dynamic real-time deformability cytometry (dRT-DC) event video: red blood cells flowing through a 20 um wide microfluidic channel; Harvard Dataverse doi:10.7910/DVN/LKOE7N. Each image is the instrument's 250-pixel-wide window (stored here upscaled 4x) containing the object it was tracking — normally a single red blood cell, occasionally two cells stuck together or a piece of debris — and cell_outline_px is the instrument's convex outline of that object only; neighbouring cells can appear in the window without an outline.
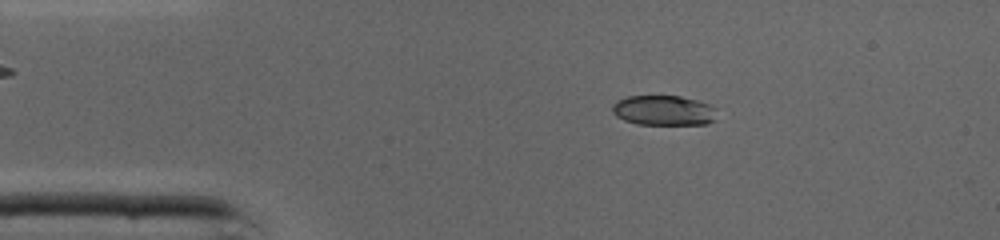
{"species": "common noctule bat (a hibernating species)", "species_latin": "Nyctalus noctula", "temperature_condition": "cold", "stored_images_in_passage": 46, "camera_frame_rate_fps": 3000, "um_per_image_px": 0.085, "animal": {"sex": "male", "body_mass_g": 19.0, "forearm_length_mm": 50.8}, "frame": {"image": 1, "passage_image": 8, "time_ms": 2.333, "image_size_px": [1000, 240], "cell_outline_px": [[716, 120], [708, 124], [636, 124], [624, 120], [616, 116], [612, 112], [612, 104], [616, 100], [628, 96], [680, 96], [696, 100], [708, 104], [716, 108]], "centroid_in_image_um": [56.41, 9.39], "position_along_channel_um": 28.6, "area_um2": 18.44}}
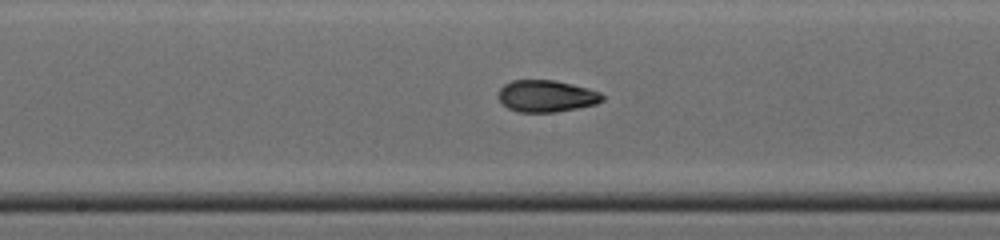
{"frame": {"image": 2, "passage_image": 23, "time_ms": 7.333, "image_size_px": [1000, 240], "cell_outline_px": [[604, 100], [596, 104], [556, 112], [516, 112], [508, 108], [500, 100], [500, 88], [504, 84], [512, 80], [556, 80], [588, 88], [600, 92], [604, 96]], "centroid_in_image_um": [46.47, 8.16], "position_along_channel_um": 201.7, "area_um2": 19.25}}
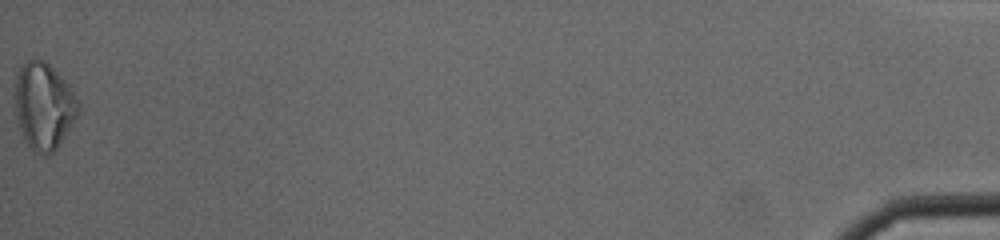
{"frame": {"image": 3, "passage_image": 46, "time_ms": 15.0, "image_size_px": [1000, 240], "cell_outline_px": [[80, 116], [56, 148], [52, 152], [44, 156], [36, 152], [28, 144], [20, 132], [16, 112], [16, 68], [32, 56], [36, 56], [44, 60], [72, 88], [80, 104]], "centroid_in_image_um": [3.75, 8.97], "position_along_channel_um": 431.5, "area_um2": 32.43}, "authors_computed_cell_mechanics": {"area_um2": 19.6231, "velocity_mm_per_s": 4.3687, "shape_relaxation_time_tau1_ms": 2.6333, "shape_relaxation_time_tau2_ms": 1.4205, "deformation_change_tau1": 0.1584, "deformation_change_tau2": 0.0754}}